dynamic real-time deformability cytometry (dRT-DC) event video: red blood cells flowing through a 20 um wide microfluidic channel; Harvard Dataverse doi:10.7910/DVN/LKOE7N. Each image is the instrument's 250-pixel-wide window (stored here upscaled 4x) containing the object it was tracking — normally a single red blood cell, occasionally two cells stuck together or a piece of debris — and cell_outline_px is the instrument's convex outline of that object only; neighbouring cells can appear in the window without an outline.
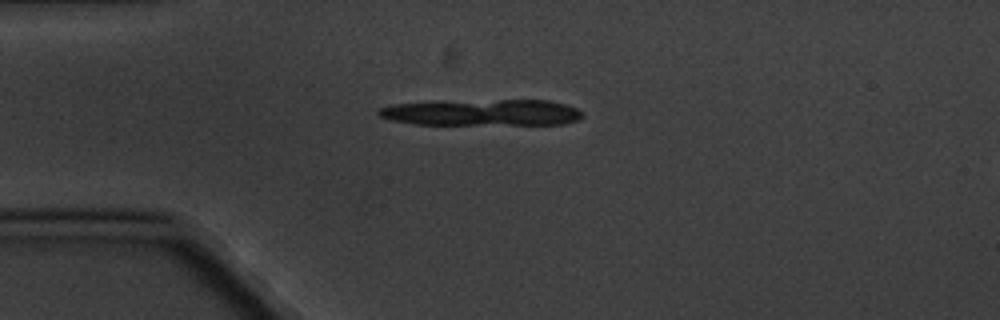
{"species": "common noctule bat (a hibernating species)", "species_latin": "Nyctalus noctula", "temperature_condition": "cold", "stored_images_in_passage": 5, "camera_frame_rate_fps": 3000, "um_per_image_px": 0.085, "animal": {"sex": "male", "body_mass_g": 20.1, "forearm_length_mm": 53.5}, "frame": {"image": 1, "passage_image": 3, "time_ms": 2.333, "image_size_px": [1000, 320], "cell_outline_px": [[584, 116], [580, 120], [564, 124], [412, 124], [392, 120], [380, 116], [376, 112], [380, 108], [396, 104], [500, 100], [548, 100], [564, 104], [576, 108]], "centroid_in_image_um": [41.07, 9.58], "position_along_channel_um": 43.9, "area_um2": 30.63}}